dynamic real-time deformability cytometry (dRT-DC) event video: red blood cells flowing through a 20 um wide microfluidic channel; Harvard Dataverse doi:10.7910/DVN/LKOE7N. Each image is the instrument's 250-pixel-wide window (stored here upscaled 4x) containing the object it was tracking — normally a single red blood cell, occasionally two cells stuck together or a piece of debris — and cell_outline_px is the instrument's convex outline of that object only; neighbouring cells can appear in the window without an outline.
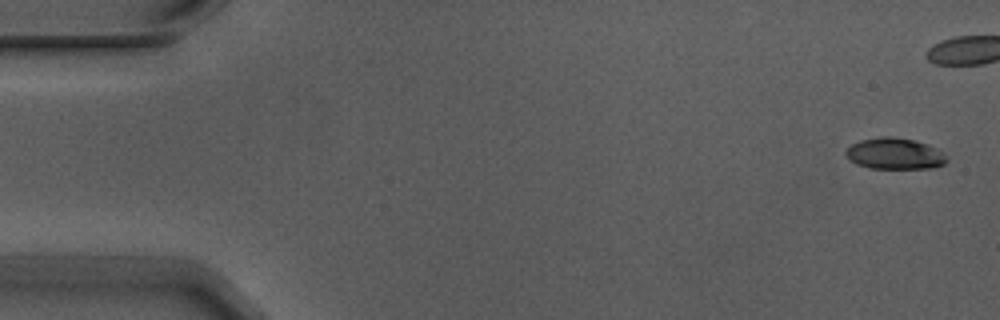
{"species": "Egyptian fruit bat (a non-hibernating species)", "species_latin": "Rousettus aegyptiacus", "temperature_condition": "warm", "stored_images_in_passage": 7, "camera_frame_rate_fps": 3000, "um_per_image_px": 0.085, "animal": {"sex": "male"}, "frame": {"image": 1, "passage_image": 1, "time_ms": 0.0, "image_size_px": [1000, 320], "cell_outline_px": [[948, 160], [944, 164], [936, 168], [872, 168], [856, 164], [844, 152], [852, 144], [860, 140], [880, 136], [892, 136], [916, 140], [928, 144], [944, 152], [948, 156]], "centroid_in_image_um": [76.12, 13.05], "position_along_channel_um": 8.9, "area_um2": 18.55}}